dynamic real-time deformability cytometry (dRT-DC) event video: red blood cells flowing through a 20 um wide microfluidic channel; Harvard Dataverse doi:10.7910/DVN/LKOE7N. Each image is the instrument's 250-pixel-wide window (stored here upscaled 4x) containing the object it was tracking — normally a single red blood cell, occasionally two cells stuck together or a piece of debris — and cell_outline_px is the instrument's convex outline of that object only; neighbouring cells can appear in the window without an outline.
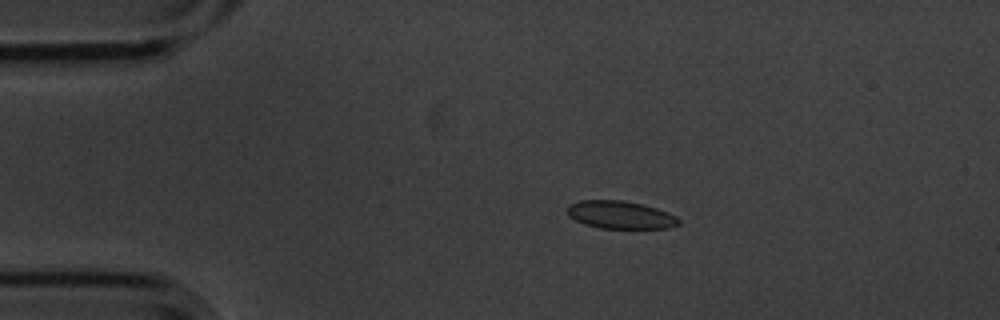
{"species": "common noctule bat (a hibernating species)", "species_latin": "Nyctalus noctula", "temperature_condition": "cold", "stored_images_in_passage": 3, "camera_frame_rate_fps": 3000, "um_per_image_px": 0.085, "animal": {"sex": "male", "body_mass_g": 20.1, "forearm_length_mm": 53.5}, "frame": {"image": 1, "passage_image": 2, "time_ms": 0.333, "image_size_px": [1000, 320], "cell_outline_px": [[680, 224], [668, 228], [600, 228], [584, 224], [568, 216], [568, 204], [580, 200], [624, 200], [656, 208], [668, 212], [676, 216], [680, 220]], "centroid_in_image_um": [52.73, 18.26], "position_along_channel_um": 32.3, "area_um2": 18.03}}